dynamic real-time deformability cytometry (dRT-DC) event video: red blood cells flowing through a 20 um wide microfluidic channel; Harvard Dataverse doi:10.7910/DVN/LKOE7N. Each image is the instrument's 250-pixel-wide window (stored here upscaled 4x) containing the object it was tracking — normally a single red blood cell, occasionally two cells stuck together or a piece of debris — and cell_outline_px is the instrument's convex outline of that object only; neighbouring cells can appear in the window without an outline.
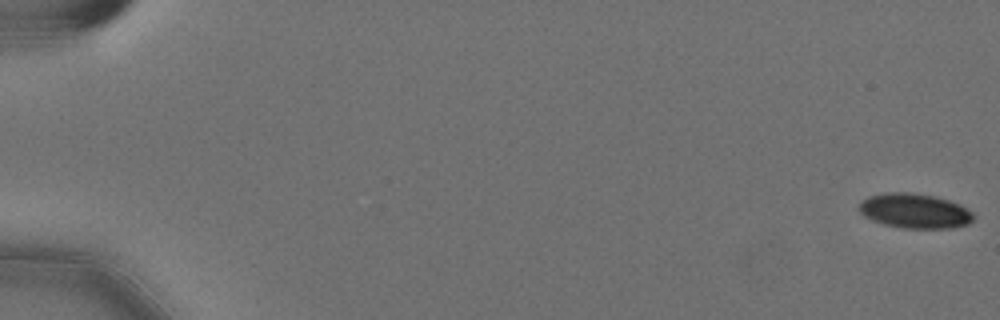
{"species": "Egyptian fruit bat (a non-hibernating species)", "species_latin": "Rousettus aegyptiacus", "temperature_condition": "cold", "stored_images_in_passage": 58, "camera_frame_rate_fps": 3000, "um_per_image_px": 0.085, "animal": {"sex": "female"}, "frame": {"image": 1, "passage_image": 1, "time_ms": 0.0, "image_size_px": [1000, 320], "cell_outline_px": [[968, 216], [964, 220], [952, 224], [912, 224], [892, 220], [872, 212], [868, 208], [868, 204], [872, 200], [900, 196], [904, 196], [932, 200], [948, 204], [964, 212]], "centroid_in_image_um": [77.91, 17.92], "position_along_channel_um": 7.1, "area_um2": 14.45}}
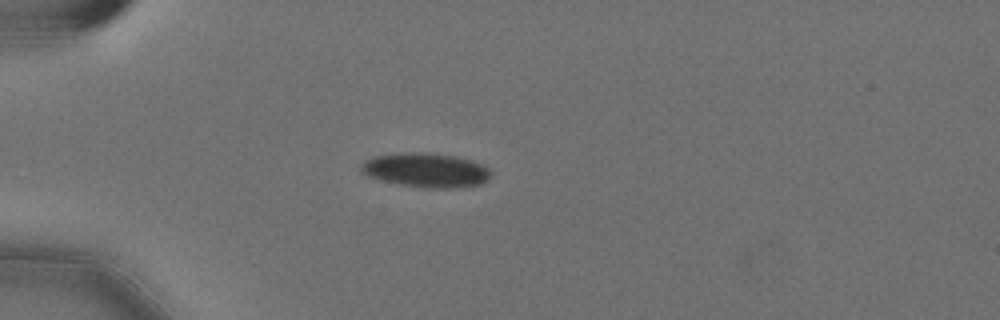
{"frame": {"image": 2, "passage_image": 17, "time_ms": 5.333, "image_size_px": [1000, 320], "cell_outline_px": [[480, 176], [460, 180], [448, 180], [404, 176], [384, 172], [376, 168], [376, 164], [384, 160], [436, 160], [472, 168], [480, 172]], "centroid_in_image_um": [36.35, 14.41], "position_along_channel_um": 48.7, "area_um2": 10.92}}
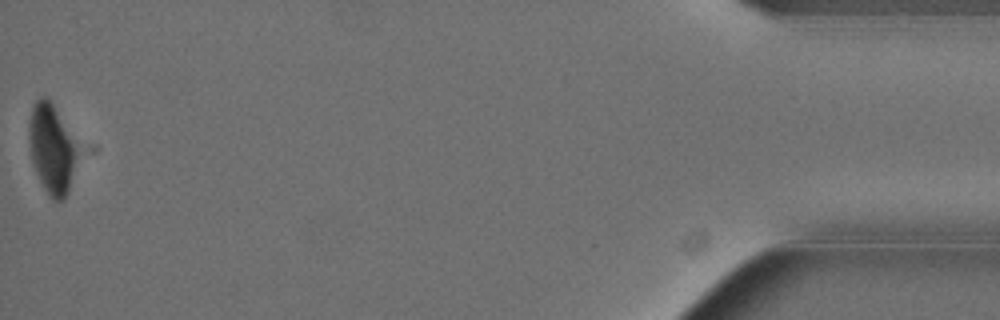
{"frame": {"image": 3, "passage_image": 58, "time_ms": 19.0, "image_size_px": [1000, 320], "cell_outline_px": [[68, 160], [64, 184], [60, 192], [56, 192], [52, 184], [48, 172], [40, 144], [36, 120], [36, 112], [40, 104], [44, 104], [48, 108], [68, 148]], "centroid_in_image_um": [4.45, 12.51], "position_along_channel_um": 430.8, "area_um2": 11.79}}